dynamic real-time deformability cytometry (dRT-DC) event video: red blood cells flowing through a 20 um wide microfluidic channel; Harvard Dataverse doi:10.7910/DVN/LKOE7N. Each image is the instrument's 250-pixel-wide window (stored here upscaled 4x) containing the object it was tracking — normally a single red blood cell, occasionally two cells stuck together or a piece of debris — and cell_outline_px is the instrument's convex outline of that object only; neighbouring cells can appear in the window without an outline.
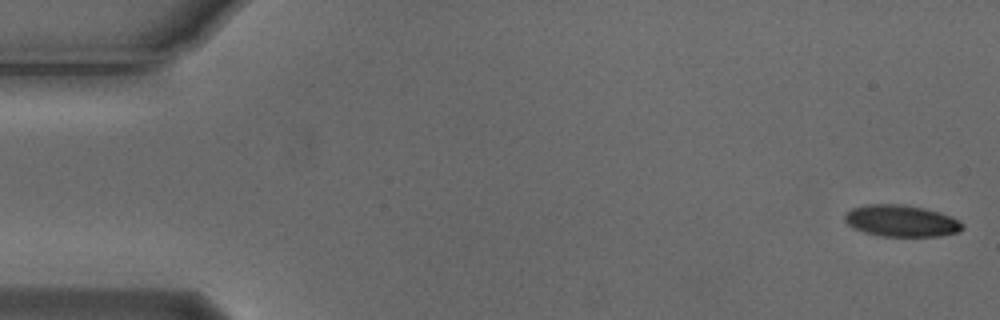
{"species": "Egyptian fruit bat (a non-hibernating species)", "species_latin": "Rousettus aegyptiacus", "temperature_condition": "cold", "stored_images_in_passage": 9, "camera_frame_rate_fps": 3000, "um_per_image_px": 0.085, "animal": {"sex": "male"}, "frame": {"image": 1, "passage_image": 1, "time_ms": 0.0, "image_size_px": [1000, 320], "cell_outline_px": [[964, 228], [960, 232], [940, 236], [880, 236], [864, 232], [852, 228], [844, 220], [844, 216], [852, 208], [864, 204], [896, 204], [924, 208], [948, 216], [964, 224]], "centroid_in_image_um": [76.57, 18.78], "position_along_channel_um": 8.4, "area_um2": 21.56}}